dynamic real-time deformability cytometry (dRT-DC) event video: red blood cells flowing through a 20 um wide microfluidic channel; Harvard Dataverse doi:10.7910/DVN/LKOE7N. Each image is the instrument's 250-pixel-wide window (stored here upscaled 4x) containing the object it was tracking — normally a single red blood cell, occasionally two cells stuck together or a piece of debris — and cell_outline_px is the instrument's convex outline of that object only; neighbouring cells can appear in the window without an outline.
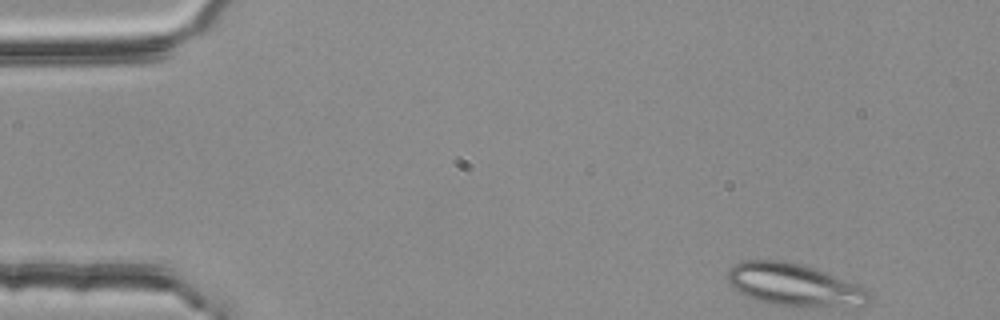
{"species": "common noctule bat (a hibernating species)", "species_latin": "Nyctalus noctula", "temperature_condition": "room temperature", "stored_images_in_passage": 47, "segment_of_instrument_passage": [1, 2], "camera_frame_rate_fps": 3000, "um_per_image_px": 0.085, "animal": {"sex": "female", "body_mass_g": 25.1}, "frame": {"image": 1, "passage_image": 1, "time_ms": 0.0, "image_size_px": [1000, 320], "cell_outline_px": [[872, 296], [868, 304], [776, 304], [760, 300], [748, 296], [740, 292], [728, 280], [728, 272], [732, 264], [740, 260], [784, 260], [800, 264], [824, 272], [868, 288]], "centroid_in_image_um": [67.47, 24.14], "position_along_channel_um": 17.5, "area_um2": 33.52}}